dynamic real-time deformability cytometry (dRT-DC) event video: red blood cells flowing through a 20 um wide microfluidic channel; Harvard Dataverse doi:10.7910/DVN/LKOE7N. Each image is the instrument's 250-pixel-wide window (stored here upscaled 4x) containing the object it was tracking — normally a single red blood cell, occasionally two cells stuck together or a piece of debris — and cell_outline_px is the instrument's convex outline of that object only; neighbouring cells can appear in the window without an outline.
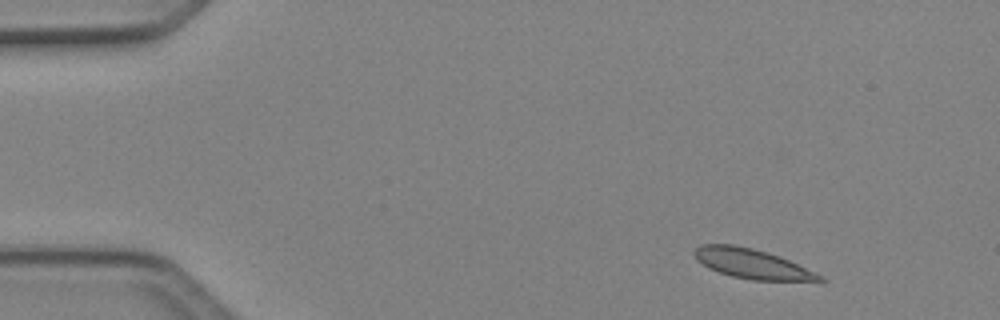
{"species": "Egyptian fruit bat (a non-hibernating species)", "species_latin": "Rousettus aegyptiacus", "temperature_condition": "cold", "stored_images_in_passage": 6, "camera_frame_rate_fps": 3000, "um_per_image_px": 0.085, "animal": {"sex": "female"}, "frame": {"image": 1, "passage_image": 6, "time_ms": 1.667, "image_size_px": [1000, 320], "cell_outline_px": [[828, 280], [752, 280], [732, 276], [708, 268], [696, 260], [692, 252], [700, 244], [732, 244], [752, 248], [780, 256], [824, 276]], "centroid_in_image_um": [63.87, 22.4], "position_along_channel_um": 21.1, "area_um2": 21.5}}